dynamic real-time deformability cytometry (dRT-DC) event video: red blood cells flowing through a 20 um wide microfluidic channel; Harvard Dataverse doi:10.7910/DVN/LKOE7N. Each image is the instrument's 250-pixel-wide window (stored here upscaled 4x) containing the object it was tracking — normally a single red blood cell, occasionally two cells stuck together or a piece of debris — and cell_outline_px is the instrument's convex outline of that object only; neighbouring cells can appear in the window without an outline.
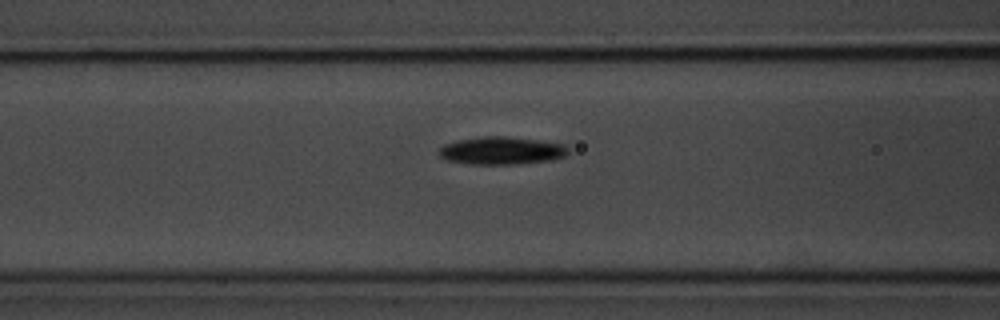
{"species": "common noctule bat (a hibernating species)", "species_latin": "Nyctalus noctula", "temperature_condition": "room temperature", "stored_images_in_passage": 43, "camera_frame_rate_fps": 3000, "um_per_image_px": 0.085, "animal": {"sex": "male", "body_mass_g": 20.1, "forearm_length_mm": 53.5}, "frame": {"image": 1, "passage_image": 10, "time_ms": 3.0, "image_size_px": [1000, 320], "cell_outline_px": [[568, 152], [564, 156], [552, 160], [516, 164], [468, 164], [448, 160], [440, 156], [440, 148], [444, 144], [456, 140], [484, 136], [504, 136], [536, 140], [564, 144], [568, 148]], "centroid_in_image_um": [42.62, 12.8], "position_along_channel_um": 124.0, "area_um2": 20.75}}
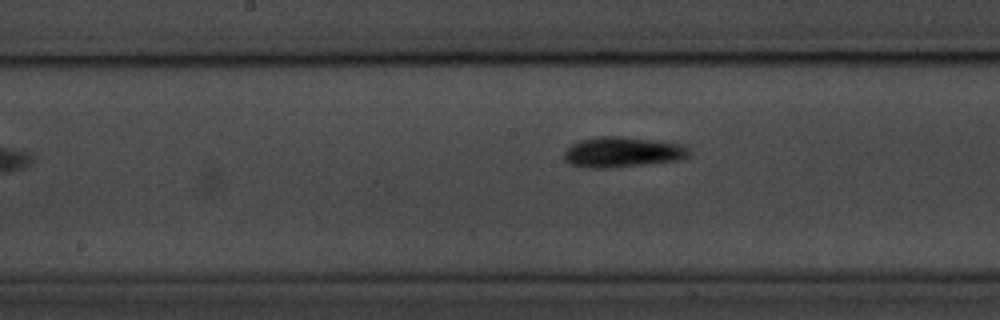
{"frame": {"image": 2, "passage_image": 16, "time_ms": 5.0, "image_size_px": [1000, 320], "cell_outline_px": [[692, 152], [688, 156], [680, 160], [612, 168], [588, 168], [568, 164], [564, 160], [564, 152], [572, 144], [580, 140], [600, 136], [616, 136], [652, 140], [680, 144], [688, 148]], "centroid_in_image_um": [52.88, 12.94], "position_along_channel_um": 195.3, "area_um2": 22.14}}
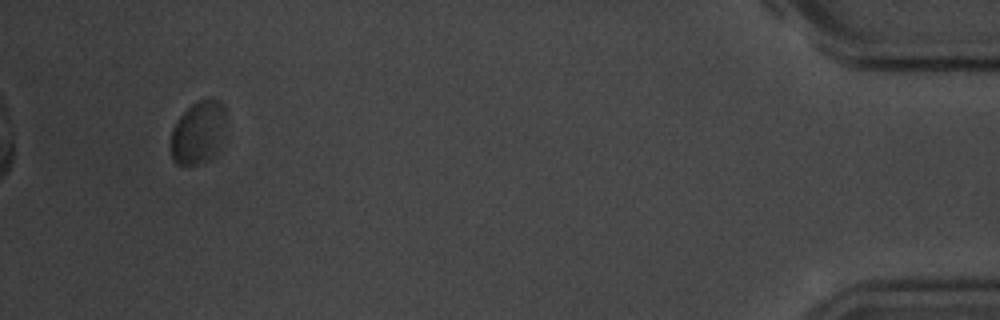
{"frame": {"image": 3, "passage_image": 41, "time_ms": 13.333, "image_size_px": [1000, 320], "cell_outline_px": [[224, 120], [216, 144], [208, 160], [196, 164], [176, 164], [172, 160], [172, 128], [176, 120], [192, 104], [200, 100], [212, 96], [220, 100], [224, 108]], "centroid_in_image_um": [16.78, 11.19], "position_along_channel_um": 418.4, "area_um2": 19.25}, "authors_computed_cell_mechanics": {"area_um2": 20.2878, "velocity_mm_per_s": 3.5702, "shape_relaxation_time_tau1_ms": 1.5937, "shape_relaxation_time_tau2_ms": 3.4233, "deformation_change_tau1": 0.0774, "deformation_change_tau2": 0.0861}}